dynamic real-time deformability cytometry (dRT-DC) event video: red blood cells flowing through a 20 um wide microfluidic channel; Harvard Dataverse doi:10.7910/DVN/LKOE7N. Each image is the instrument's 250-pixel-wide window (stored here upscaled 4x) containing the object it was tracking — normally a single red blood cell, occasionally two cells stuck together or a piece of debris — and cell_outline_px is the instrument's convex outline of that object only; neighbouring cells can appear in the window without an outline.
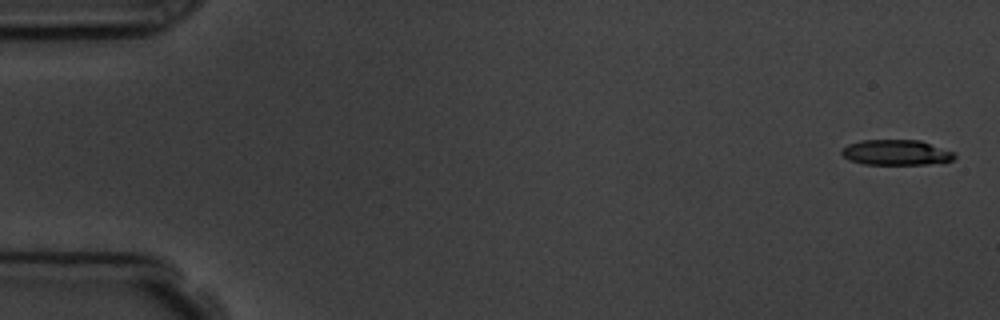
{"species": "common noctule bat (a hibernating species)", "species_latin": "Nyctalus noctula", "temperature_condition": "room temperature", "stored_images_in_passage": 4, "camera_frame_rate_fps": 3000, "um_per_image_px": 0.085, "animal": {"sex": "male", "body_mass_g": 19.5, "forearm_length_mm": 54.6}, "frame": {"image": 1, "passage_image": 1, "time_ms": 0.0, "image_size_px": [1000, 320], "cell_outline_px": [[956, 156], [952, 160], [928, 164], [864, 164], [848, 160], [840, 152], [840, 148], [848, 144], [860, 140], [920, 140], [956, 152]], "centroid_in_image_um": [76.15, 12.95], "position_along_channel_um": 8.8, "area_um2": 16.82}}